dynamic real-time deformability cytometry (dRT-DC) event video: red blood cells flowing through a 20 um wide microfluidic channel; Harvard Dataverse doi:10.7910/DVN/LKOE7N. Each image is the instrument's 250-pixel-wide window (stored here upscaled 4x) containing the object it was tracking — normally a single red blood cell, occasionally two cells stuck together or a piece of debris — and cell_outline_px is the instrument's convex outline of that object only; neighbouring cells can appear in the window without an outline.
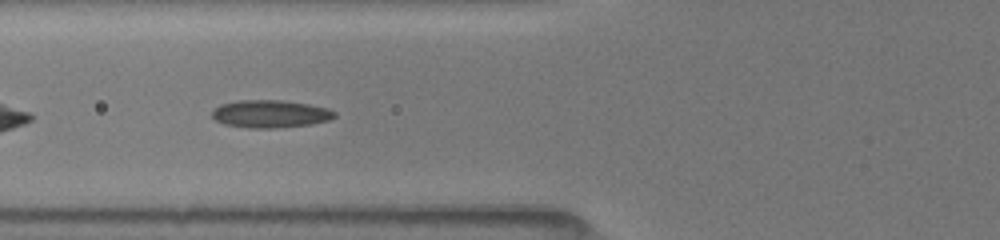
{"species": "common noctule bat (a hibernating species)", "species_latin": "Nyctalus noctula", "temperature_condition": "room temperature", "stored_images_in_passage": 25, "camera_frame_rate_fps": 3000, "um_per_image_px": 0.085, "animal": {"sex": "female", "body_mass_g": 19.5, "forearm_length_mm": 54.1}, "frame": {"image": 1, "passage_image": 24, "time_ms": 6.667, "image_size_px": [1000, 240], "cell_outline_px": [[336, 116], [332, 120], [312, 124], [276, 128], [248, 128], [224, 124], [216, 120], [212, 116], [212, 108], [220, 104], [236, 100], [280, 100], [308, 104], [328, 108], [336, 112]], "centroid_in_image_um": [22.98, 9.68], "position_along_channel_um": 102.8, "area_um2": 20.0}}